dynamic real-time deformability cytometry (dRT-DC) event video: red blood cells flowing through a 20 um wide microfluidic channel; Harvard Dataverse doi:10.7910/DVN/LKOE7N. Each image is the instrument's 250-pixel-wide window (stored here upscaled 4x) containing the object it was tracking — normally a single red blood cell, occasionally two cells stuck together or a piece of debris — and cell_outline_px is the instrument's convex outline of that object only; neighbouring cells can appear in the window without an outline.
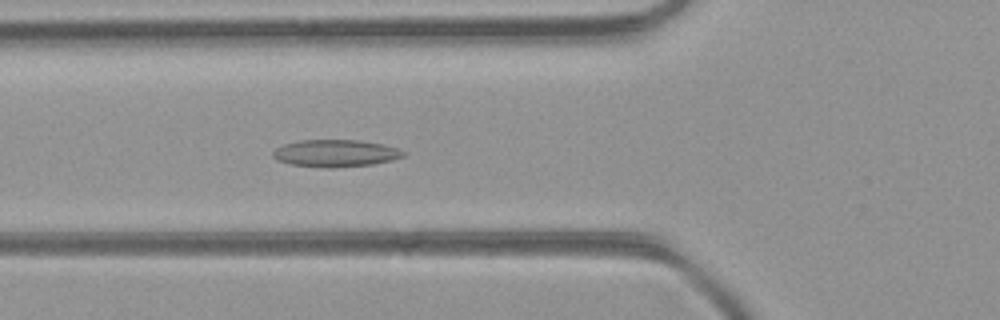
{"species": "common noctule bat (a hibernating species)", "species_latin": "Nyctalus noctula", "temperature_condition": "room temperature", "stored_images_in_passage": 40, "camera_frame_rate_fps": 3000, "um_per_image_px": 0.085, "animal": {"sex": "female", "body_mass_g": 21.9}, "frame": {"image": 1, "passage_image": 9, "time_ms": 2.667, "image_size_px": [1000, 320], "cell_outline_px": [[408, 152], [404, 156], [392, 160], [372, 164], [328, 168], [324, 168], [292, 164], [276, 160], [272, 156], [272, 152], [276, 148], [284, 144], [300, 140], [360, 140], [384, 144], [400, 148]], "centroid_in_image_um": [28.55, 13.02], "position_along_channel_um": 97.2, "area_um2": 20.81}}
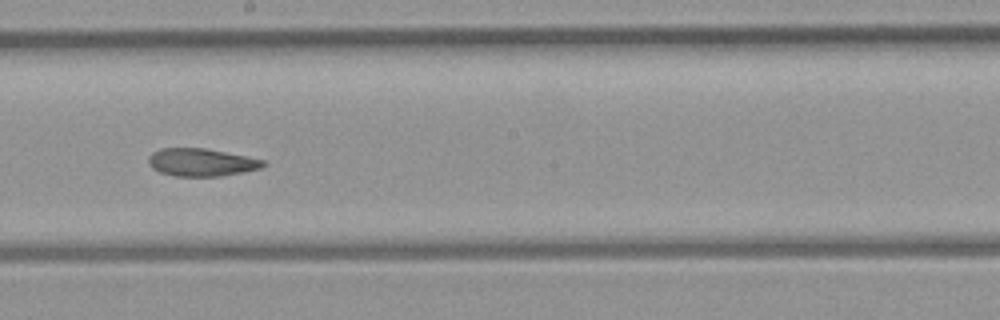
{"frame": {"image": 2, "passage_image": 18, "time_ms": 5.667, "image_size_px": [1000, 320], "cell_outline_px": [[268, 164], [260, 168], [244, 172], [220, 176], [176, 176], [160, 172], [152, 168], [148, 164], [148, 156], [152, 152], [160, 148], [204, 148], [248, 156], [264, 160]], "centroid_in_image_um": [17.12, 13.79], "position_along_channel_um": 231.1, "area_um2": 18.67}}
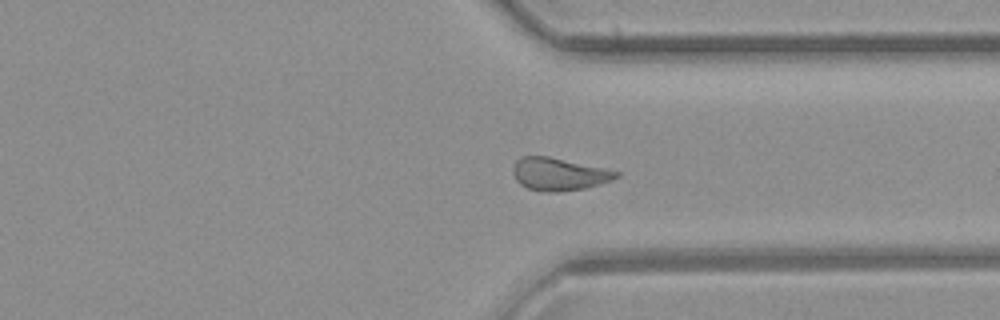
{"frame": {"image": 3, "passage_image": 27, "time_ms": 8.667, "image_size_px": [1000, 320], "cell_outline_px": [[620, 176], [612, 180], [600, 184], [584, 188], [556, 192], [548, 192], [528, 188], [520, 184], [516, 180], [512, 172], [512, 168], [516, 160], [520, 156], [548, 156], [604, 168], [620, 172]], "centroid_in_image_um": [47.49, 14.79], "position_along_channel_um": 363.9, "area_um2": 19.59}, "authors_computed_cell_mechanics": {"area_um2": 20.0566, "velocity_mm_per_s": 4.4415, "shape_relaxation_time_tau1_ms": 11.3297, "shape_relaxation_time_tau2_ms": 2.5929, "deformation_change_tau1": 0.2347, "deformation_change_tau2": 0.0986}}